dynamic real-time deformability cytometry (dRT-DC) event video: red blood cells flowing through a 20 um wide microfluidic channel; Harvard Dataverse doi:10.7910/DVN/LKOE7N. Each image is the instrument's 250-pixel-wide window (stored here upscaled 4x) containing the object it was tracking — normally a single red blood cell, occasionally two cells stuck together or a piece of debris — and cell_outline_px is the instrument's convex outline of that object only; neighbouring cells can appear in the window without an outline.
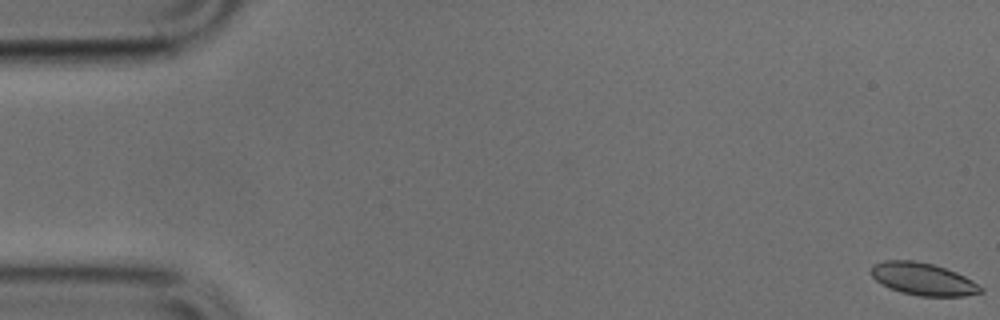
{"species": "common noctule bat (a hibernating species)", "species_latin": "Nyctalus noctula", "temperature_condition": "cold", "stored_images_in_passage": 51, "camera_frame_rate_fps": 3000, "um_per_image_px": 0.085, "animal": {"sex": "male", "body_mass_g": 17.9, "forearm_length_mm": 54.2}, "frame": {"image": 1, "passage_image": 1, "time_ms": 0.0, "image_size_px": [1000, 320], "cell_outline_px": [[984, 292], [964, 296], [920, 296], [900, 292], [876, 280], [872, 276], [872, 264], [884, 260], [916, 260], [932, 264], [956, 272], [972, 280], [984, 288]], "centroid_in_image_um": [78.49, 23.71], "position_along_channel_um": 6.5, "area_um2": 20.58}}
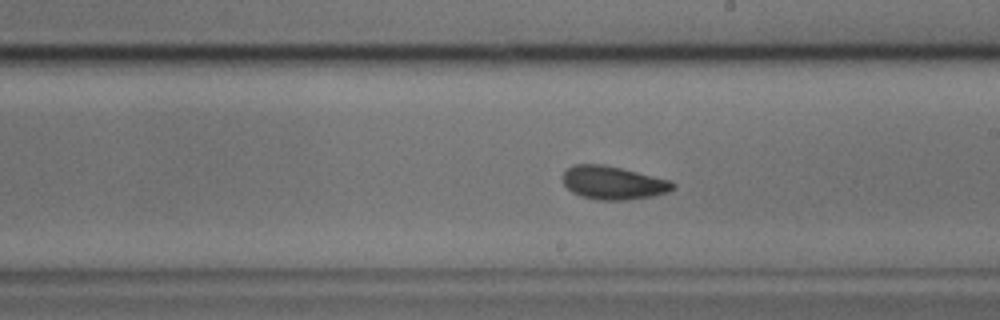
{"frame": {"image": 2, "passage_image": 29, "time_ms": 9.333, "image_size_px": [1000, 320], "cell_outline_px": [[676, 188], [668, 192], [652, 196], [624, 200], [596, 200], [580, 196], [572, 192], [564, 184], [564, 172], [572, 164], [604, 164], [672, 180], [676, 184]], "centroid_in_image_um": [52.15, 15.53], "position_along_channel_um": 236.8, "area_um2": 21.5}}
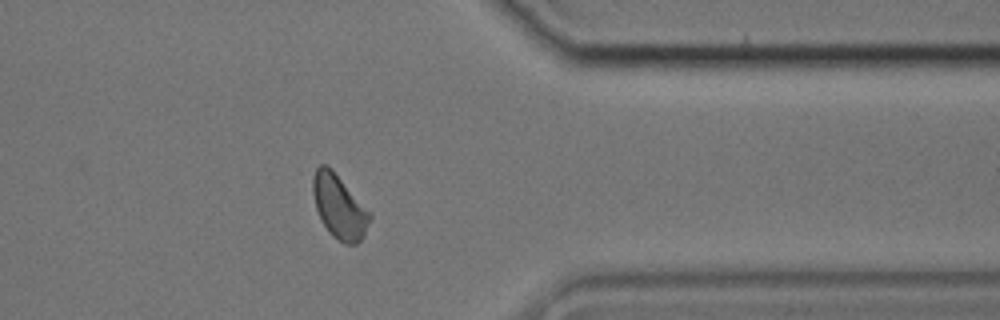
{"frame": {"image": 3, "passage_image": 41, "time_ms": 13.333, "image_size_px": [1000, 320], "cell_outline_px": [[372, 216], [364, 236], [356, 244], [344, 244], [332, 236], [328, 232], [320, 220], [316, 208], [312, 192], [312, 176], [316, 168], [320, 164], [328, 164], [332, 168], [372, 212]], "centroid_in_image_um": [28.84, 17.55], "position_along_channel_um": 382.6, "area_um2": 21.73}}